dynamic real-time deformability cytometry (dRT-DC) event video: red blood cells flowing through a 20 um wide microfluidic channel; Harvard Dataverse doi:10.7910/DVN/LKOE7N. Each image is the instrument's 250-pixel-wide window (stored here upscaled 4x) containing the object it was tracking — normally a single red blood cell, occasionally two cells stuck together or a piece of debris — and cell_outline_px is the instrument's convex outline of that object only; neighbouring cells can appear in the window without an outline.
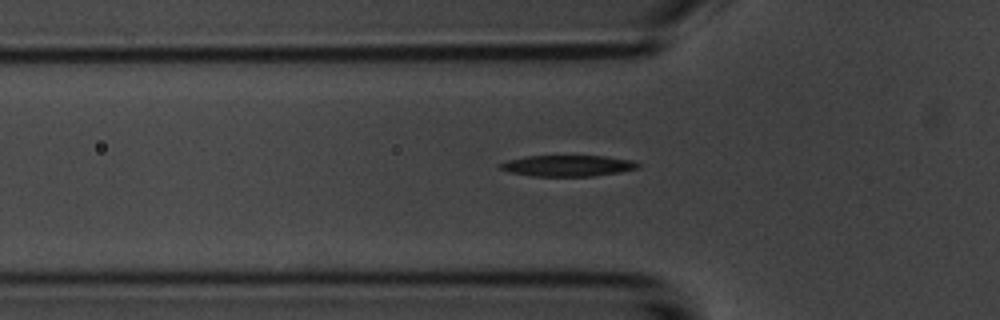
{"species": "common noctule bat (a hibernating species)", "species_latin": "Nyctalus noctula", "temperature_condition": "room temperature", "stored_images_in_passage": 6, "segment_of_instrument_passage": [2, 2], "camera_frame_rate_fps": 3000, "um_per_image_px": 0.085, "animal": {"sex": "male", "body_mass_g": 20.1, "forearm_length_mm": 53.5}, "frame": {"image": 1, "passage_image": 6, "time_ms": 5.667, "image_size_px": [1000, 320], "cell_outline_px": [[640, 164], [636, 168], [616, 172], [592, 176], [532, 176], [508, 172], [500, 168], [496, 164], [508, 160], [528, 156], [604, 156], [632, 160]], "centroid_in_image_um": [48.18, 14.08], "position_along_channel_um": 77.6, "area_um2": 16.76}}